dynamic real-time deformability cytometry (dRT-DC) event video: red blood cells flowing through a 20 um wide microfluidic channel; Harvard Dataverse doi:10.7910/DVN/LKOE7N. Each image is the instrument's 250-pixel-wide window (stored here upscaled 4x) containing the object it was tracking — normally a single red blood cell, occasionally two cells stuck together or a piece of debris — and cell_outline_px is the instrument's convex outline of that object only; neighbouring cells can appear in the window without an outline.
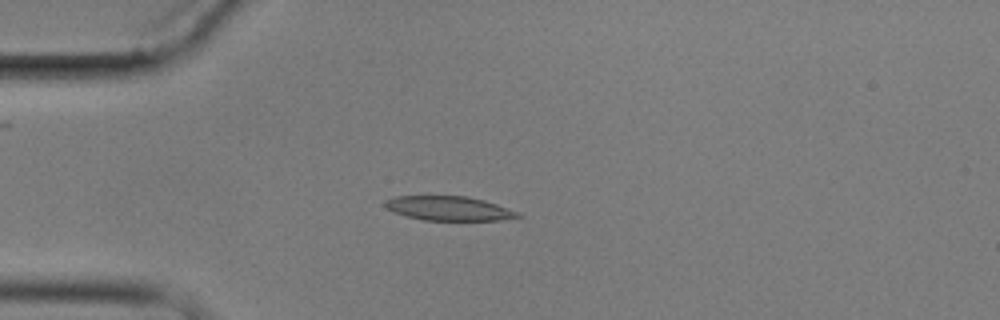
{"species": "common noctule bat (a hibernating species)", "species_latin": "Nyctalus noctula", "temperature_condition": "cold", "stored_images_in_passage": 2, "camera_frame_rate_fps": 3000, "um_per_image_px": 0.085, "animal": {"sex": "male", "body_mass_g": 17.9}, "frame": {"image": 1, "passage_image": 1, "time_ms": 0.0, "image_size_px": [1000, 320], "cell_outline_px": [[524, 216], [500, 220], [424, 220], [404, 216], [388, 208], [384, 204], [384, 200], [396, 196], [468, 196], [484, 200], [520, 212]], "centroid_in_image_um": [38.18, 17.71], "position_along_channel_um": 46.8, "area_um2": 18.79}}
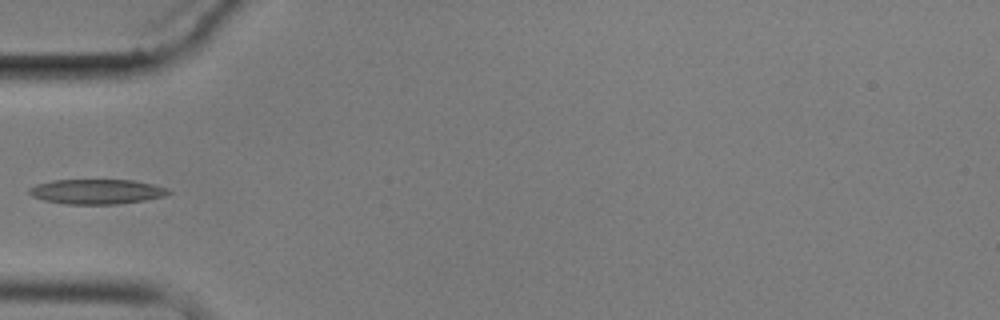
{"frame": {"image": 2, "passage_image": 2, "time_ms": 1.333, "image_size_px": [1000, 320], "cell_outline_px": [[172, 192], [164, 196], [144, 200], [116, 204], [64, 204], [44, 200], [32, 196], [28, 192], [28, 188], [36, 184], [52, 180], [132, 180], [152, 184], [168, 188]], "centroid_in_image_um": [8.19, 16.28], "position_along_channel_um": 76.8, "area_um2": 20.17}}